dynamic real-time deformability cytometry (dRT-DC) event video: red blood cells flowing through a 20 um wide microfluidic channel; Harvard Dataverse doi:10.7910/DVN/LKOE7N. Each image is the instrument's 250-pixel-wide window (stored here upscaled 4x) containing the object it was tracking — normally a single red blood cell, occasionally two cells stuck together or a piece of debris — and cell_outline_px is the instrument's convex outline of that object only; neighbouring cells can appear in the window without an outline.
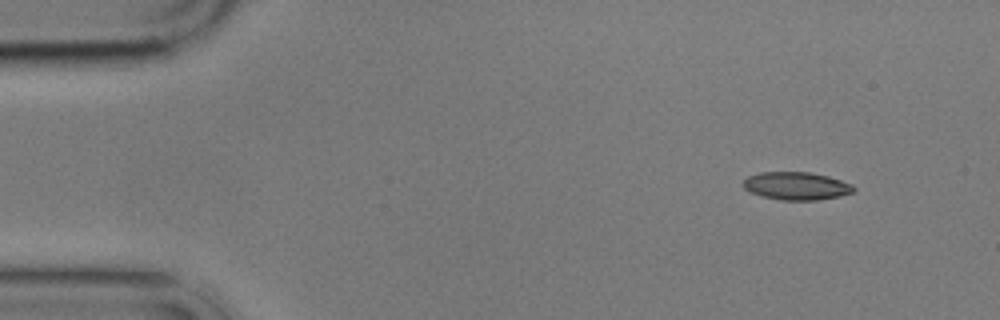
{"species": "common noctule bat (a hibernating species)", "species_latin": "Nyctalus noctula", "temperature_condition": "cold", "stored_images_in_passage": 5, "segment_of_instrument_passage": [1, 2], "camera_frame_rate_fps": 3000, "um_per_image_px": 0.085, "animal": {"sex": "male", "body_mass_g": 17.9}, "frame": {"image": 1, "passage_image": 1, "time_ms": 0.0, "image_size_px": [1000, 320], "cell_outline_px": [[856, 188], [852, 192], [840, 196], [816, 200], [780, 200], [760, 196], [748, 192], [744, 188], [744, 180], [748, 176], [760, 172], [808, 172], [828, 176], [852, 184]], "centroid_in_image_um": [67.67, 15.81], "position_along_channel_um": 17.3, "area_um2": 17.98}}
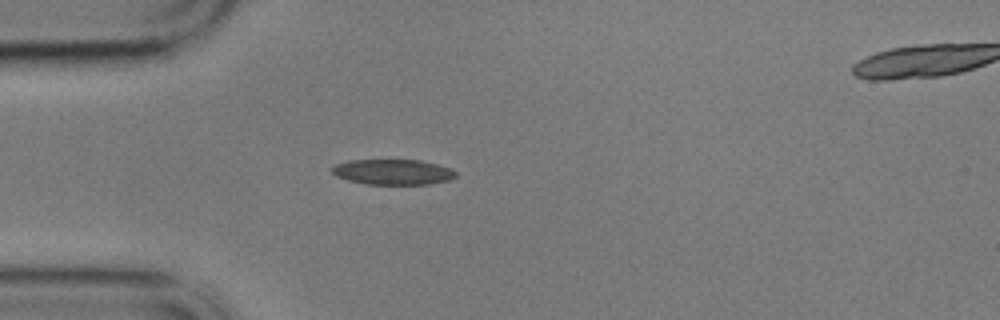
{"frame": {"image": 2, "passage_image": 4, "time_ms": 3.333, "image_size_px": [1000, 320], "cell_outline_px": [[456, 176], [448, 180], [428, 184], [364, 184], [348, 180], [336, 176], [332, 172], [332, 168], [336, 164], [348, 160], [420, 160], [436, 164], [448, 168], [456, 172]], "centroid_in_image_um": [33.36, 14.62], "position_along_channel_um": 51.6, "area_um2": 18.15}}